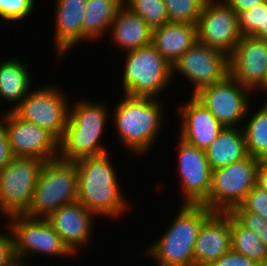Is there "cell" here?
Returning <instances> with one entry per match:
<instances>
[{"instance_id":"83f0119b","label":"cell","mask_w":267,"mask_h":266,"mask_svg":"<svg viewBox=\"0 0 267 266\" xmlns=\"http://www.w3.org/2000/svg\"><path fill=\"white\" fill-rule=\"evenodd\" d=\"M123 5L139 15L152 29L168 22L163 0H123Z\"/></svg>"},{"instance_id":"4316f807","label":"cell","mask_w":267,"mask_h":266,"mask_svg":"<svg viewBox=\"0 0 267 266\" xmlns=\"http://www.w3.org/2000/svg\"><path fill=\"white\" fill-rule=\"evenodd\" d=\"M246 123L242 130L248 155L267 160V100Z\"/></svg>"},{"instance_id":"5b68a950","label":"cell","mask_w":267,"mask_h":266,"mask_svg":"<svg viewBox=\"0 0 267 266\" xmlns=\"http://www.w3.org/2000/svg\"><path fill=\"white\" fill-rule=\"evenodd\" d=\"M78 199V172L75 162L59 158L45 161L34 189L30 218H48L63 205Z\"/></svg>"},{"instance_id":"d6986e66","label":"cell","mask_w":267,"mask_h":266,"mask_svg":"<svg viewBox=\"0 0 267 266\" xmlns=\"http://www.w3.org/2000/svg\"><path fill=\"white\" fill-rule=\"evenodd\" d=\"M178 109V116L181 115L182 120L179 137L206 151L224 127L193 95Z\"/></svg>"},{"instance_id":"f35d334b","label":"cell","mask_w":267,"mask_h":266,"mask_svg":"<svg viewBox=\"0 0 267 266\" xmlns=\"http://www.w3.org/2000/svg\"><path fill=\"white\" fill-rule=\"evenodd\" d=\"M257 91H260V92L262 91L264 93H265V91L267 92V75H266L264 83L262 84V86Z\"/></svg>"},{"instance_id":"7402d4cb","label":"cell","mask_w":267,"mask_h":266,"mask_svg":"<svg viewBox=\"0 0 267 266\" xmlns=\"http://www.w3.org/2000/svg\"><path fill=\"white\" fill-rule=\"evenodd\" d=\"M110 29L116 46L126 52L147 46L152 42L153 29L124 5L118 10Z\"/></svg>"},{"instance_id":"8fae6325","label":"cell","mask_w":267,"mask_h":266,"mask_svg":"<svg viewBox=\"0 0 267 266\" xmlns=\"http://www.w3.org/2000/svg\"><path fill=\"white\" fill-rule=\"evenodd\" d=\"M250 90L230 74L222 81L199 90L193 96L202 103L224 127H239L250 114ZM249 98V99H248Z\"/></svg>"},{"instance_id":"ffe728a7","label":"cell","mask_w":267,"mask_h":266,"mask_svg":"<svg viewBox=\"0 0 267 266\" xmlns=\"http://www.w3.org/2000/svg\"><path fill=\"white\" fill-rule=\"evenodd\" d=\"M55 3L54 47L58 59L82 41V23L87 0H56Z\"/></svg>"},{"instance_id":"4fadbf2b","label":"cell","mask_w":267,"mask_h":266,"mask_svg":"<svg viewBox=\"0 0 267 266\" xmlns=\"http://www.w3.org/2000/svg\"><path fill=\"white\" fill-rule=\"evenodd\" d=\"M197 26V41L228 56L242 38L238 14L224 0H208Z\"/></svg>"},{"instance_id":"60d3db41","label":"cell","mask_w":267,"mask_h":266,"mask_svg":"<svg viewBox=\"0 0 267 266\" xmlns=\"http://www.w3.org/2000/svg\"><path fill=\"white\" fill-rule=\"evenodd\" d=\"M17 266H27V265L26 264H24V265L23 264H18Z\"/></svg>"},{"instance_id":"603a6c76","label":"cell","mask_w":267,"mask_h":266,"mask_svg":"<svg viewBox=\"0 0 267 266\" xmlns=\"http://www.w3.org/2000/svg\"><path fill=\"white\" fill-rule=\"evenodd\" d=\"M224 128L207 148L206 156L212 170L225 167L248 156L243 130Z\"/></svg>"},{"instance_id":"30bf717a","label":"cell","mask_w":267,"mask_h":266,"mask_svg":"<svg viewBox=\"0 0 267 266\" xmlns=\"http://www.w3.org/2000/svg\"><path fill=\"white\" fill-rule=\"evenodd\" d=\"M62 91L53 85L31 90L12 112L21 120L47 130L60 141L66 129L70 103Z\"/></svg>"},{"instance_id":"f1b7e54d","label":"cell","mask_w":267,"mask_h":266,"mask_svg":"<svg viewBox=\"0 0 267 266\" xmlns=\"http://www.w3.org/2000/svg\"><path fill=\"white\" fill-rule=\"evenodd\" d=\"M168 22L196 25L208 0H163Z\"/></svg>"},{"instance_id":"9a60e30c","label":"cell","mask_w":267,"mask_h":266,"mask_svg":"<svg viewBox=\"0 0 267 266\" xmlns=\"http://www.w3.org/2000/svg\"><path fill=\"white\" fill-rule=\"evenodd\" d=\"M180 191L184 194L183 204L202 205L208 198L211 188L212 169L206 151L179 138L177 146Z\"/></svg>"},{"instance_id":"44dd1931","label":"cell","mask_w":267,"mask_h":266,"mask_svg":"<svg viewBox=\"0 0 267 266\" xmlns=\"http://www.w3.org/2000/svg\"><path fill=\"white\" fill-rule=\"evenodd\" d=\"M196 41V25L167 22L153 29L151 44L172 66Z\"/></svg>"},{"instance_id":"ac0fdd59","label":"cell","mask_w":267,"mask_h":266,"mask_svg":"<svg viewBox=\"0 0 267 266\" xmlns=\"http://www.w3.org/2000/svg\"><path fill=\"white\" fill-rule=\"evenodd\" d=\"M94 217L97 216L76 201L61 206L46 219L67 248L77 255L78 248L86 246L92 237Z\"/></svg>"},{"instance_id":"74e56055","label":"cell","mask_w":267,"mask_h":266,"mask_svg":"<svg viewBox=\"0 0 267 266\" xmlns=\"http://www.w3.org/2000/svg\"><path fill=\"white\" fill-rule=\"evenodd\" d=\"M257 185L267 191V160H260L257 170Z\"/></svg>"},{"instance_id":"5bb4252c","label":"cell","mask_w":267,"mask_h":266,"mask_svg":"<svg viewBox=\"0 0 267 266\" xmlns=\"http://www.w3.org/2000/svg\"><path fill=\"white\" fill-rule=\"evenodd\" d=\"M3 113L4 128L13 156L43 161L58 158L59 141L50 132L21 120L9 109Z\"/></svg>"},{"instance_id":"2e32d148","label":"cell","mask_w":267,"mask_h":266,"mask_svg":"<svg viewBox=\"0 0 267 266\" xmlns=\"http://www.w3.org/2000/svg\"><path fill=\"white\" fill-rule=\"evenodd\" d=\"M229 74L251 92L257 91L267 75V39L242 36L229 55Z\"/></svg>"},{"instance_id":"3957f363","label":"cell","mask_w":267,"mask_h":266,"mask_svg":"<svg viewBox=\"0 0 267 266\" xmlns=\"http://www.w3.org/2000/svg\"><path fill=\"white\" fill-rule=\"evenodd\" d=\"M107 109L103 103L88 100L76 101L69 107L66 129L59 141V159L74 162L108 152L100 142L107 125Z\"/></svg>"},{"instance_id":"277c9868","label":"cell","mask_w":267,"mask_h":266,"mask_svg":"<svg viewBox=\"0 0 267 266\" xmlns=\"http://www.w3.org/2000/svg\"><path fill=\"white\" fill-rule=\"evenodd\" d=\"M164 235L144 250L158 266H194V249L202 223L213 213L204 205L181 204Z\"/></svg>"},{"instance_id":"9c48e42d","label":"cell","mask_w":267,"mask_h":266,"mask_svg":"<svg viewBox=\"0 0 267 266\" xmlns=\"http://www.w3.org/2000/svg\"><path fill=\"white\" fill-rule=\"evenodd\" d=\"M6 219L10 220L6 226H9L12 232L19 264L24 265V259L29 258L31 254L63 258L74 255L47 219L30 218L25 214H14Z\"/></svg>"},{"instance_id":"7c38bea8","label":"cell","mask_w":267,"mask_h":266,"mask_svg":"<svg viewBox=\"0 0 267 266\" xmlns=\"http://www.w3.org/2000/svg\"><path fill=\"white\" fill-rule=\"evenodd\" d=\"M175 71L194 84V95L202 88L218 83L229 75V56L196 41L172 65V78Z\"/></svg>"},{"instance_id":"836d02e7","label":"cell","mask_w":267,"mask_h":266,"mask_svg":"<svg viewBox=\"0 0 267 266\" xmlns=\"http://www.w3.org/2000/svg\"><path fill=\"white\" fill-rule=\"evenodd\" d=\"M9 232H0V266H17L19 263L15 255L14 238L8 226Z\"/></svg>"},{"instance_id":"e575fe53","label":"cell","mask_w":267,"mask_h":266,"mask_svg":"<svg viewBox=\"0 0 267 266\" xmlns=\"http://www.w3.org/2000/svg\"><path fill=\"white\" fill-rule=\"evenodd\" d=\"M210 266H261L254 260H251L242 254L232 250L222 255L218 260Z\"/></svg>"},{"instance_id":"1f68e13d","label":"cell","mask_w":267,"mask_h":266,"mask_svg":"<svg viewBox=\"0 0 267 266\" xmlns=\"http://www.w3.org/2000/svg\"><path fill=\"white\" fill-rule=\"evenodd\" d=\"M231 213L247 228L254 231L267 249V219L249 211H245L240 205L236 206Z\"/></svg>"},{"instance_id":"52a82bcc","label":"cell","mask_w":267,"mask_h":266,"mask_svg":"<svg viewBox=\"0 0 267 266\" xmlns=\"http://www.w3.org/2000/svg\"><path fill=\"white\" fill-rule=\"evenodd\" d=\"M260 160L245 159L212 170L209 198L202 204L212 212H231L257 184Z\"/></svg>"},{"instance_id":"d590c367","label":"cell","mask_w":267,"mask_h":266,"mask_svg":"<svg viewBox=\"0 0 267 266\" xmlns=\"http://www.w3.org/2000/svg\"><path fill=\"white\" fill-rule=\"evenodd\" d=\"M0 170L14 157L9 147L7 134L3 123V113L0 117Z\"/></svg>"},{"instance_id":"4dcf8cb0","label":"cell","mask_w":267,"mask_h":266,"mask_svg":"<svg viewBox=\"0 0 267 266\" xmlns=\"http://www.w3.org/2000/svg\"><path fill=\"white\" fill-rule=\"evenodd\" d=\"M34 5V0H0V17L9 22L25 19Z\"/></svg>"},{"instance_id":"484cf974","label":"cell","mask_w":267,"mask_h":266,"mask_svg":"<svg viewBox=\"0 0 267 266\" xmlns=\"http://www.w3.org/2000/svg\"><path fill=\"white\" fill-rule=\"evenodd\" d=\"M231 250L267 266V249L260 237L231 213Z\"/></svg>"},{"instance_id":"ab89813d","label":"cell","mask_w":267,"mask_h":266,"mask_svg":"<svg viewBox=\"0 0 267 266\" xmlns=\"http://www.w3.org/2000/svg\"><path fill=\"white\" fill-rule=\"evenodd\" d=\"M265 39H267V11H266V20H265Z\"/></svg>"},{"instance_id":"d6a6232c","label":"cell","mask_w":267,"mask_h":266,"mask_svg":"<svg viewBox=\"0 0 267 266\" xmlns=\"http://www.w3.org/2000/svg\"><path fill=\"white\" fill-rule=\"evenodd\" d=\"M240 206L245 210L267 219V191L257 184L246 195Z\"/></svg>"},{"instance_id":"e0dca14e","label":"cell","mask_w":267,"mask_h":266,"mask_svg":"<svg viewBox=\"0 0 267 266\" xmlns=\"http://www.w3.org/2000/svg\"><path fill=\"white\" fill-rule=\"evenodd\" d=\"M231 212H213L199 230L194 266H210L231 250Z\"/></svg>"},{"instance_id":"ba28073f","label":"cell","mask_w":267,"mask_h":266,"mask_svg":"<svg viewBox=\"0 0 267 266\" xmlns=\"http://www.w3.org/2000/svg\"><path fill=\"white\" fill-rule=\"evenodd\" d=\"M44 162L33 157L14 156L0 170V213L3 217L24 214L30 208Z\"/></svg>"},{"instance_id":"d4e9b609","label":"cell","mask_w":267,"mask_h":266,"mask_svg":"<svg viewBox=\"0 0 267 266\" xmlns=\"http://www.w3.org/2000/svg\"><path fill=\"white\" fill-rule=\"evenodd\" d=\"M122 6L123 0H87L82 23V41L103 37L105 31L107 33L111 29Z\"/></svg>"},{"instance_id":"7a4b0ae2","label":"cell","mask_w":267,"mask_h":266,"mask_svg":"<svg viewBox=\"0 0 267 266\" xmlns=\"http://www.w3.org/2000/svg\"><path fill=\"white\" fill-rule=\"evenodd\" d=\"M123 95L112 113L114 129L123 147L141 156L150 151L162 130L163 106L156 98Z\"/></svg>"},{"instance_id":"f546056e","label":"cell","mask_w":267,"mask_h":266,"mask_svg":"<svg viewBox=\"0 0 267 266\" xmlns=\"http://www.w3.org/2000/svg\"><path fill=\"white\" fill-rule=\"evenodd\" d=\"M267 1L238 14L239 30L242 36L265 39Z\"/></svg>"},{"instance_id":"6da1fadb","label":"cell","mask_w":267,"mask_h":266,"mask_svg":"<svg viewBox=\"0 0 267 266\" xmlns=\"http://www.w3.org/2000/svg\"><path fill=\"white\" fill-rule=\"evenodd\" d=\"M110 155L106 152L74 161L78 172L77 201L98 217L117 219L129 204L120 191Z\"/></svg>"},{"instance_id":"8d00e7d4","label":"cell","mask_w":267,"mask_h":266,"mask_svg":"<svg viewBox=\"0 0 267 266\" xmlns=\"http://www.w3.org/2000/svg\"><path fill=\"white\" fill-rule=\"evenodd\" d=\"M237 14L255 7L267 0H224Z\"/></svg>"},{"instance_id":"cb8c5ba5","label":"cell","mask_w":267,"mask_h":266,"mask_svg":"<svg viewBox=\"0 0 267 266\" xmlns=\"http://www.w3.org/2000/svg\"><path fill=\"white\" fill-rule=\"evenodd\" d=\"M20 61L17 58H8L0 64V101L14 103L12 109L9 108L10 111L27 96L32 88L29 68Z\"/></svg>"},{"instance_id":"8992f818","label":"cell","mask_w":267,"mask_h":266,"mask_svg":"<svg viewBox=\"0 0 267 266\" xmlns=\"http://www.w3.org/2000/svg\"><path fill=\"white\" fill-rule=\"evenodd\" d=\"M123 94L157 98L172 80V66L149 44L126 53Z\"/></svg>"}]
</instances>
